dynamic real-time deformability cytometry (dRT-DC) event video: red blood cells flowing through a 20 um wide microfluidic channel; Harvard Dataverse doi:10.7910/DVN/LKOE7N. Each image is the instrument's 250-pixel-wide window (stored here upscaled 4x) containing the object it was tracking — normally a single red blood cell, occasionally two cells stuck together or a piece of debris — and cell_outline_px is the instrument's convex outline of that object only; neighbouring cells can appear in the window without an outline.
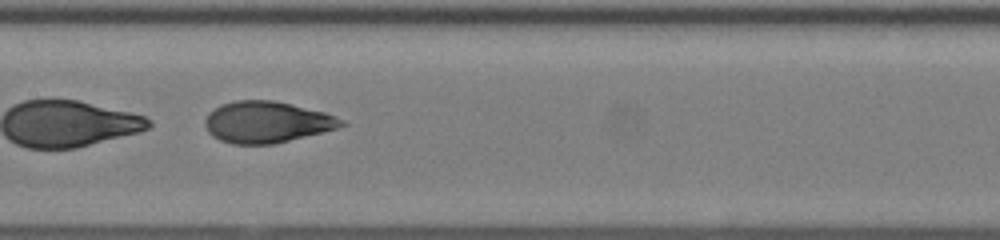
{"species": "human", "species_latin": "Homo sapiens", "temperature_condition": "room temperature", "stored_images_in_passage": 52, "segment_of_instrument_passage": [2, 2], "camera_frame_rate_fps": 3000, "um_per_image_px": 0.085, "donor": {"sex": "female"}, "frame": {"image": 1, "passage_image": 30, "time_ms": 9.667, "image_size_px": [1000, 240], "cell_outline_px": [[348, 124], [340, 128], [276, 144], [232, 144], [220, 140], [212, 136], [208, 132], [204, 124], [204, 120], [216, 108], [224, 104], [236, 100], [272, 100], [324, 112], [344, 120]], "centroid_in_image_um": [22.71, 10.4], "position_along_channel_um": 184.7, "area_um2": 32.83}}